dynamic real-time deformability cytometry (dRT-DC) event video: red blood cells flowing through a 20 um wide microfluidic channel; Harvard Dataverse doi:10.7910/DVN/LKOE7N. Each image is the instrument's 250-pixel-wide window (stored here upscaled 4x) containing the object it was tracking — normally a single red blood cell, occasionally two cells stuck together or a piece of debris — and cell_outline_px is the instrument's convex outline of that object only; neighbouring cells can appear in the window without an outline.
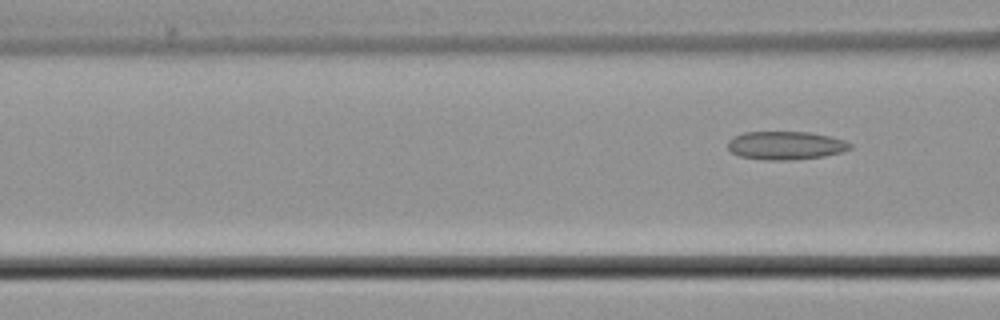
{"species": "common noctule bat (a hibernating species)", "species_latin": "Nyctalus noctula", "temperature_condition": "cold", "stored_images_in_passage": 6, "segment_of_instrument_passage": [2, 2], "camera_frame_rate_fps": 3000, "um_per_image_px": 0.085, "animal": {"sex": "male", "body_mass_g": 21.5, "forearm_length_mm": 52.0}, "frame": {"image": 1, "passage_image": 6, "time_ms": 7.0, "image_size_px": [1000, 320], "cell_outline_px": [[852, 148], [840, 152], [824, 156], [792, 160], [764, 160], [740, 156], [732, 152], [728, 148], [728, 140], [744, 132], [808, 132], [832, 136], [844, 140], [852, 144]], "centroid_in_image_um": [66.8, 12.36], "position_along_channel_um": 99.8, "area_um2": 20.17}}